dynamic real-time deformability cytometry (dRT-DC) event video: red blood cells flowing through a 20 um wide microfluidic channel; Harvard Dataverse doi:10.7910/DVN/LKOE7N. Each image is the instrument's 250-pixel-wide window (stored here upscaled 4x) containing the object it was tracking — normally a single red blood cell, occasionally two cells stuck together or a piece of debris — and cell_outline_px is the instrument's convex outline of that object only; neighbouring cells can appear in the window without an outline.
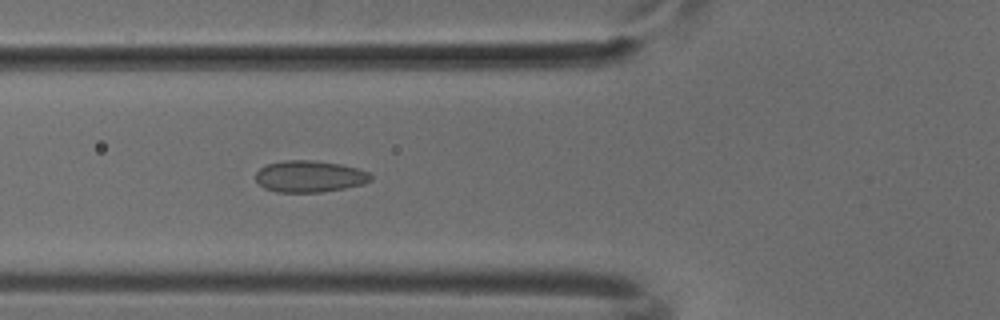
{"species": "common noctule bat (a hibernating species)", "species_latin": "Nyctalus noctula", "temperature_condition": "cold", "stored_images_in_passage": 50, "camera_frame_rate_fps": 3000, "um_per_image_px": 0.085, "animal": {"sex": "male", "body_mass_g": 18.8}, "frame": {"image": 1, "passage_image": 18, "time_ms": 5.667, "image_size_px": [1000, 320], "cell_outline_px": [[372, 180], [364, 184], [324, 192], [276, 192], [264, 188], [256, 180], [256, 172], [260, 168], [268, 164], [284, 160], [312, 160], [340, 164], [356, 168], [368, 172], [372, 176]], "centroid_in_image_um": [26.32, 15.0], "position_along_channel_um": 99.5, "area_um2": 21.21}}
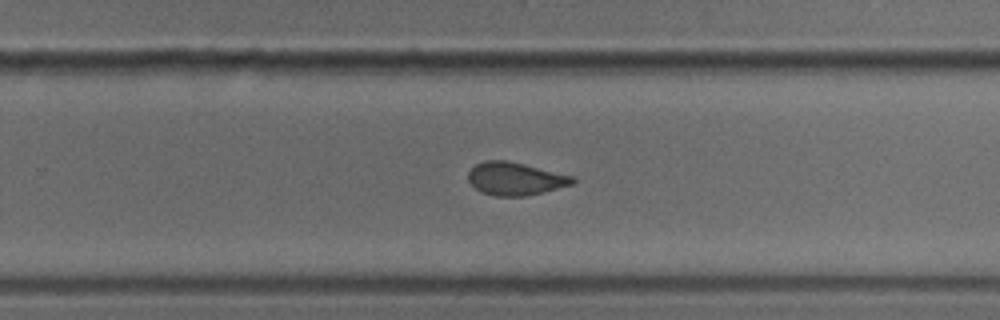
{"frame": {"image": 2, "passage_image": 32, "time_ms": 10.333, "image_size_px": [1000, 320], "cell_outline_px": [[576, 180], [572, 184], [544, 192], [524, 196], [496, 196], [480, 192], [468, 180], [468, 172], [476, 164], [484, 160], [504, 160], [524, 164], [572, 176]], "centroid_in_image_um": [43.77, 15.19], "position_along_channel_um": 286.0, "area_um2": 19.83}}
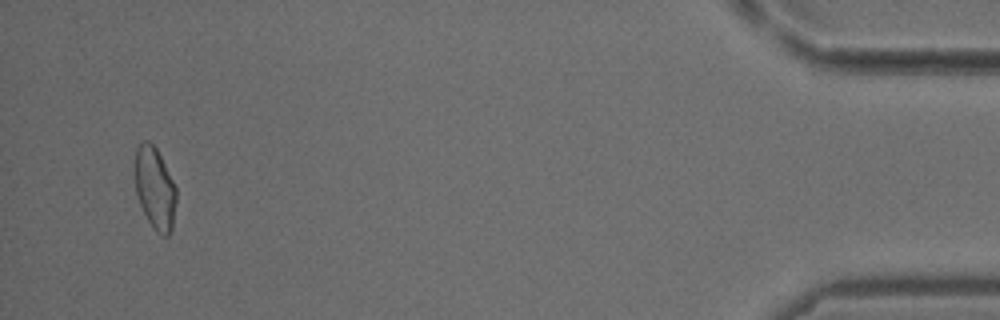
{"frame": {"image": 3, "passage_image": 48, "time_ms": 15.667, "image_size_px": [1000, 320], "cell_outline_px": [[176, 204], [172, 232], [168, 236], [160, 236], [152, 228], [140, 204], [136, 192], [136, 148], [144, 140], [148, 140], [156, 148], [176, 188]], "centroid_in_image_um": [13.19, 16.07], "position_along_channel_um": 422.0, "area_um2": 19.59}}